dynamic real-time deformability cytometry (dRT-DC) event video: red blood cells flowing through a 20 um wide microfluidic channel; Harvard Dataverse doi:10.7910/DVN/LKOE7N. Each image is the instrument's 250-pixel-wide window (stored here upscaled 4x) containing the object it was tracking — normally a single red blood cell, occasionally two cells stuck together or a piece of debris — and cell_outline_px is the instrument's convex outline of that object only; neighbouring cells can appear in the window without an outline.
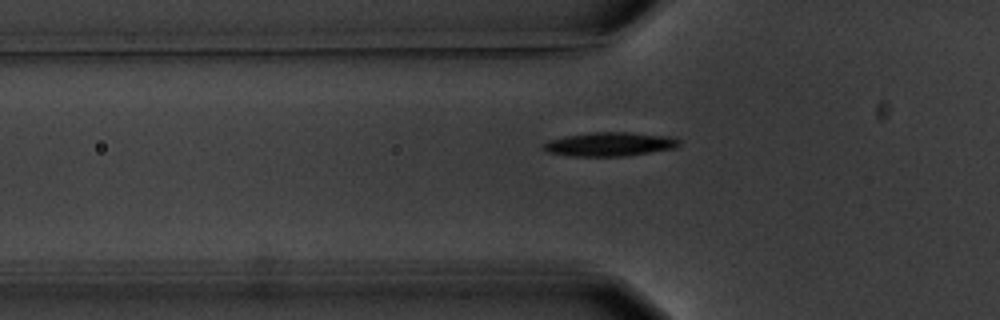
{"species": "common noctule bat (a hibernating species)", "species_latin": "Nyctalus noctula", "temperature_condition": "warm", "stored_images_in_passage": 6, "camera_frame_rate_fps": 3000, "um_per_image_px": 0.085, "animal": {"sex": "male", "body_mass_g": 20.1, "forearm_length_mm": 53.5}, "frame": {"image": 1, "passage_image": 6, "time_ms": 6.667, "image_size_px": [1000, 320], "cell_outline_px": [[680, 144], [676, 148], [624, 156], [568, 156], [548, 152], [544, 148], [544, 144], [552, 140], [564, 136], [592, 132], [632, 132], [676, 136], [680, 140]], "centroid_in_image_um": [51.92, 12.24], "position_along_channel_um": 73.9, "area_um2": 19.02}}